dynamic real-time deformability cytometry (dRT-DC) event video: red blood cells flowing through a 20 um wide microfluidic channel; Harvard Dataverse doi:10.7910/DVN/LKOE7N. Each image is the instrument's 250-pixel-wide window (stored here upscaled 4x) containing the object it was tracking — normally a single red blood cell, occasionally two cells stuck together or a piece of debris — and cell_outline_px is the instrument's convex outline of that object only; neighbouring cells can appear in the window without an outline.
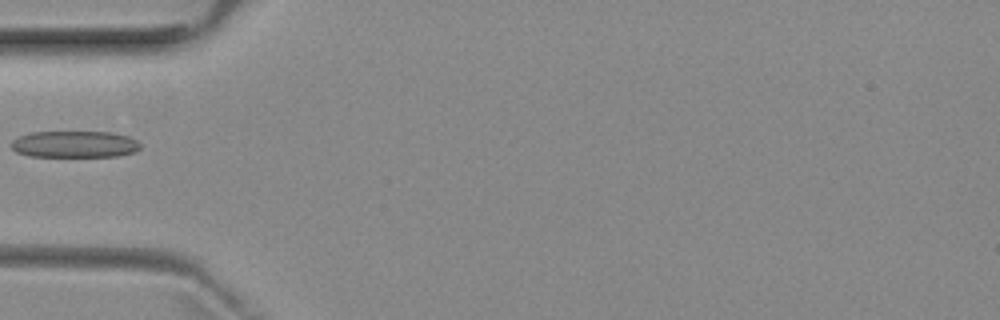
{"species": "common noctule bat (a hibernating species)", "species_latin": "Nyctalus noctula", "temperature_condition": "room temperature", "stored_images_in_passage": 5, "camera_frame_rate_fps": 3000, "um_per_image_px": 0.085, "animal": {"sex": "female", "body_mass_g": 29.2, "forearm_length_mm": 56.3}, "frame": {"image": 1, "passage_image": 5, "time_ms": 4.667, "image_size_px": [1000, 320], "cell_outline_px": [[140, 148], [132, 152], [116, 156], [28, 156], [16, 152], [12, 148], [12, 140], [20, 136], [32, 132], [112, 132], [128, 136], [136, 140], [140, 144]], "centroid_in_image_um": [6.33, 12.26], "position_along_channel_um": 78.7, "area_um2": 19.88}}